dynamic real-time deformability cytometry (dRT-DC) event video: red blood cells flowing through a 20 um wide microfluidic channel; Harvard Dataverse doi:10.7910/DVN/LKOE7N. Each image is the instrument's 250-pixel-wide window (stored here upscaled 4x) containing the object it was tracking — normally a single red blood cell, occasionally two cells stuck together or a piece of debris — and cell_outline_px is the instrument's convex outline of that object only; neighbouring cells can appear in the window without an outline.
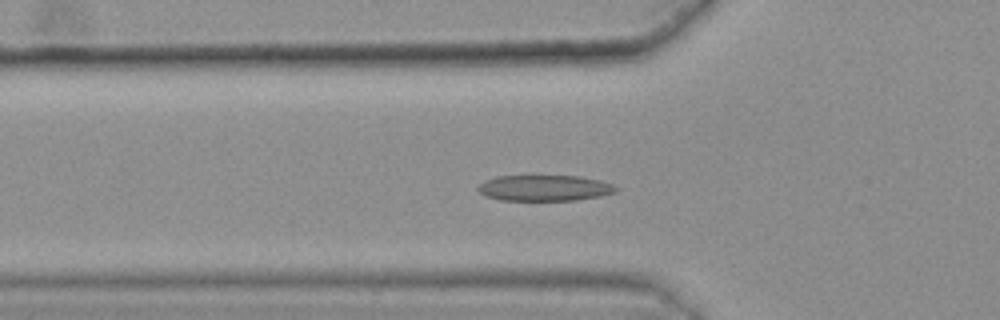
{"species": "common noctule bat (a hibernating species)", "species_latin": "Nyctalus noctula", "temperature_condition": "warm", "stored_images_in_passage": 47, "camera_frame_rate_fps": 3000, "um_per_image_px": 0.085, "animal": {"sex": "female", "body_mass_g": 25.1}, "frame": {"image": 1, "passage_image": 19, "time_ms": 6.0, "image_size_px": [1000, 320], "cell_outline_px": [[620, 188], [616, 192], [600, 196], [576, 200], [500, 200], [488, 196], [480, 192], [476, 188], [484, 180], [496, 176], [532, 172], [580, 176], [600, 180], [612, 184]], "centroid_in_image_um": [46.27, 15.91], "position_along_channel_um": 79.5, "area_um2": 22.02}}
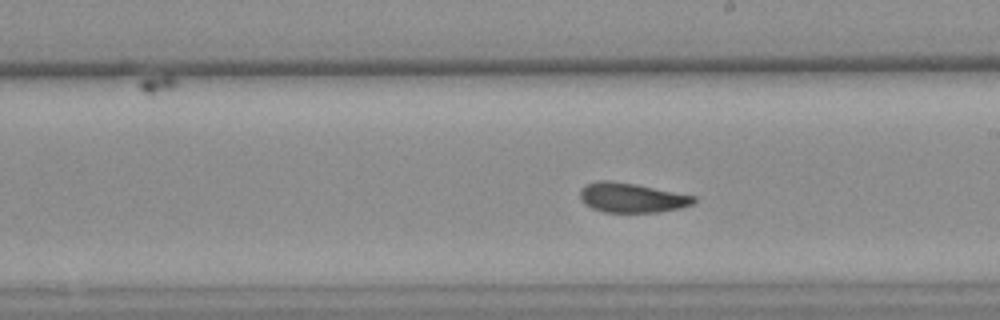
{"frame": {"image": 2, "passage_image": 32, "time_ms": 10.333, "image_size_px": [1000, 320], "cell_outline_px": [[696, 200], [692, 204], [680, 208], [656, 212], [604, 212], [592, 208], [584, 204], [580, 200], [580, 188], [584, 184], [596, 180], [612, 180], [636, 184], [696, 196]], "centroid_in_image_um": [53.64, 16.79], "position_along_channel_um": 235.4, "area_um2": 19.83}}
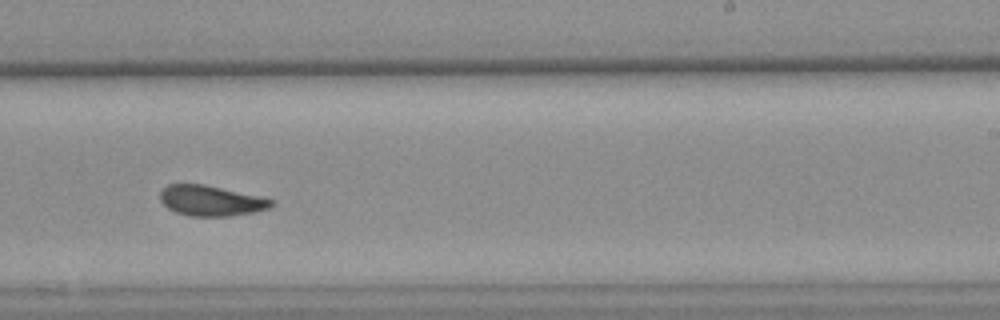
{"frame": {"image": 3, "passage_image": 35, "time_ms": 11.333, "image_size_px": [1000, 320], "cell_outline_px": [[272, 204], [268, 208], [252, 212], [228, 216], [192, 216], [176, 212], [168, 208], [160, 200], [160, 192], [168, 184], [204, 184], [256, 196], [272, 200]], "centroid_in_image_um": [17.86, 17.06], "position_along_channel_um": 271.1, "area_um2": 19.19}}